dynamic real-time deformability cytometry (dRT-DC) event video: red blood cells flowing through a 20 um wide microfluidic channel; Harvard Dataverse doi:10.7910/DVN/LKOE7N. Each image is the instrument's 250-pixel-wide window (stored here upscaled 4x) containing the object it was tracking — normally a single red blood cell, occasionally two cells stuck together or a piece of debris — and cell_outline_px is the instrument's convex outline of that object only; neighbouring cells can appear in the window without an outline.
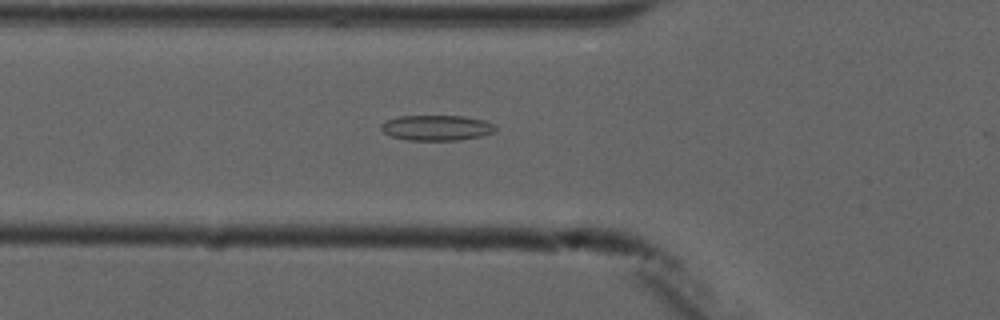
{"species": "common noctule bat (a hibernating species)", "species_latin": "Nyctalus noctula", "temperature_condition": "cold", "stored_images_in_passage": 2, "camera_frame_rate_fps": 3000, "um_per_image_px": 0.085, "animal": {"sex": "male", "forearm_length_mm": 52.5}, "frame": {"image": 1, "passage_image": 2, "time_ms": 1.333, "image_size_px": [1000, 320], "cell_outline_px": [[496, 132], [480, 136], [460, 140], [408, 140], [392, 136], [384, 132], [380, 128], [380, 124], [396, 116], [464, 116], [484, 120], [496, 124]], "centroid_in_image_um": [37.15, 10.86], "position_along_channel_um": 88.7, "area_um2": 16.99}}